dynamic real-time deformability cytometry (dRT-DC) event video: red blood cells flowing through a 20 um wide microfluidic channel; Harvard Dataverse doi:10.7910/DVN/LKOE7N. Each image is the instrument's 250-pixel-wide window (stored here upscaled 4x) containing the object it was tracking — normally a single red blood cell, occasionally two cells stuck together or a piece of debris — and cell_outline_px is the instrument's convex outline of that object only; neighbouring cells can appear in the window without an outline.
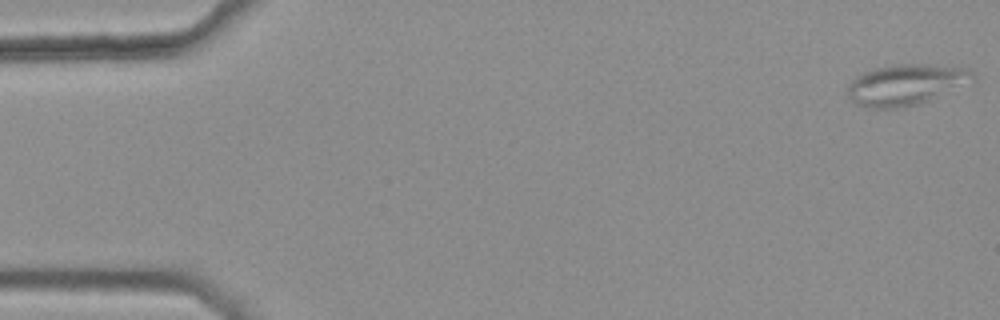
{"species": "common noctule bat (a hibernating species)", "species_latin": "Nyctalus noctula", "temperature_condition": "warm", "stored_images_in_passage": 47, "camera_frame_rate_fps": 3000, "um_per_image_px": 0.085, "animal": {"sex": "female", "body_mass_g": 25.1}, "frame": {"image": 1, "passage_image": 1, "time_ms": 0.0, "image_size_px": [1000, 320], "cell_outline_px": [[976, 80], [920, 104], [896, 108], [872, 108], [856, 104], [848, 96], [844, 88], [856, 76], [864, 72], [876, 68], [892, 64], [964, 64], [972, 68], [976, 76]], "centroid_in_image_um": [77.09, 7.15], "position_along_channel_um": 7.9, "area_um2": 30.75}}
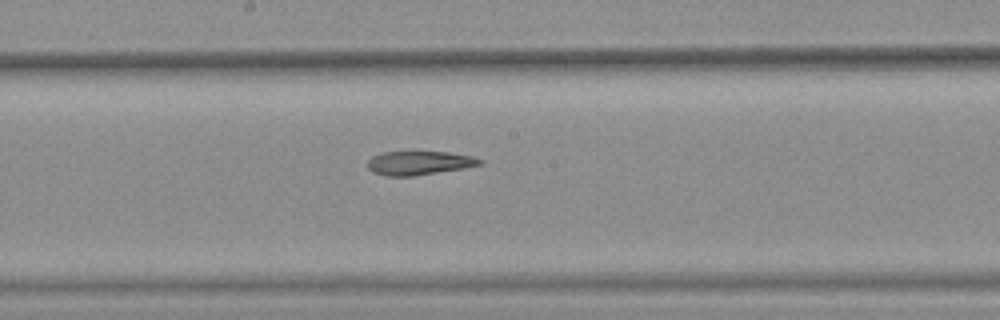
{"frame": {"image": 2, "passage_image": 28, "time_ms": 9.0, "image_size_px": [1000, 320], "cell_outline_px": [[484, 164], [464, 168], [412, 176], [384, 176], [372, 172], [368, 168], [368, 160], [372, 156], [380, 152], [448, 152], [472, 156], [484, 160]], "centroid_in_image_um": [35.62, 13.85], "position_along_channel_um": 212.6, "area_um2": 15.66}}
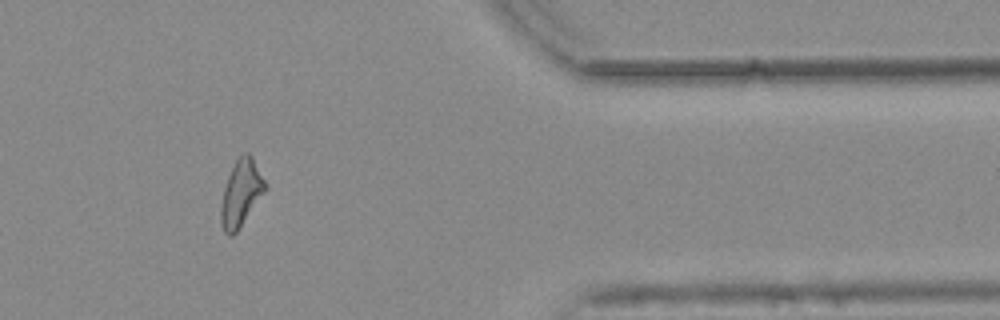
{"frame": {"image": 3, "passage_image": 44, "time_ms": 14.333, "image_size_px": [1000, 320], "cell_outline_px": [[268, 188], [236, 232], [232, 236], [228, 236], [224, 232], [220, 220], [220, 208], [224, 188], [228, 176], [236, 160], [244, 152], [248, 152], [252, 156]], "centroid_in_image_um": [20.48, 16.43], "position_along_channel_um": 390.9, "area_um2": 16.99}, "authors_computed_cell_mechanics": {"area_um2": 17.2822, "velocity_mm_per_s": 3.7973, "shape_relaxation_time_tau1_ms": null, "shape_relaxation_time_tau2_ms": 6.666, "deformation_change_tau1": null, "deformation_change_tau2": 0.1834}}